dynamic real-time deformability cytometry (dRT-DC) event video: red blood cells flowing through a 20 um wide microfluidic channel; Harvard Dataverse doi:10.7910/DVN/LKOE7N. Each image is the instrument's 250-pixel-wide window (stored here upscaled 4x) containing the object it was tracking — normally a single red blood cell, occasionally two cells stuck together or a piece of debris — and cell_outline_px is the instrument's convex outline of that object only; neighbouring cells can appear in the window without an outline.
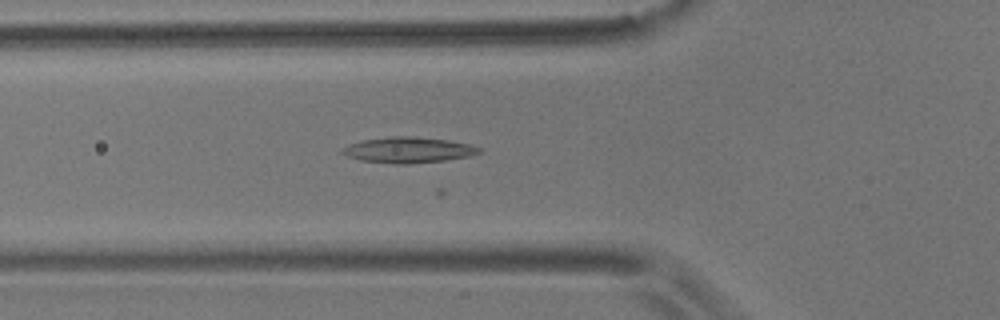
{"species": "common noctule bat (a hibernating species)", "species_latin": "Nyctalus noctula", "temperature_condition": "room temperature", "stored_images_in_passage": 28, "camera_frame_rate_fps": 3000, "um_per_image_px": 0.085, "animal": {"sex": "male", "body_mass_g": 17.9}, "frame": {"image": 1, "passage_image": 19, "time_ms": 6.0, "image_size_px": [1000, 320], "cell_outline_px": [[484, 152], [472, 156], [444, 160], [408, 164], [396, 164], [360, 160], [348, 156], [340, 152], [340, 148], [348, 144], [364, 140], [392, 136], [412, 136], [448, 140], [468, 144], [480, 148]], "centroid_in_image_um": [34.71, 12.75], "position_along_channel_um": 91.1, "area_um2": 20.58}}
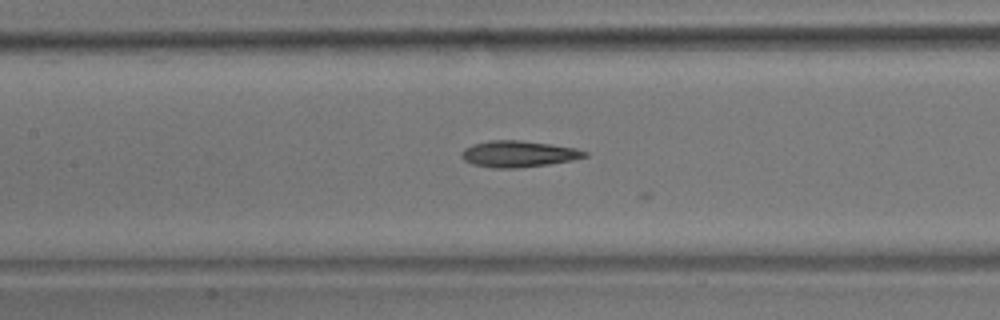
{"frame": {"image": 2, "passage_image": 25, "time_ms": 8.0, "image_size_px": [1000, 320], "cell_outline_px": [[588, 156], [572, 160], [548, 164], [520, 168], [492, 168], [472, 164], [464, 160], [460, 156], [460, 152], [464, 148], [472, 144], [488, 140], [520, 140], [552, 144], [576, 148], [588, 152]], "centroid_in_image_um": [44.04, 13.08], "position_along_channel_um": 163.4, "area_um2": 19.13}}